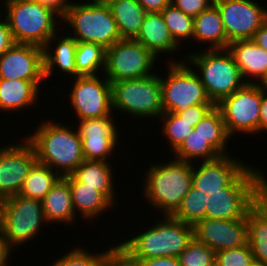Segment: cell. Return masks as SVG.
Instances as JSON below:
<instances>
[{
	"instance_id": "277c9868",
	"label": "cell",
	"mask_w": 267,
	"mask_h": 266,
	"mask_svg": "<svg viewBox=\"0 0 267 266\" xmlns=\"http://www.w3.org/2000/svg\"><path fill=\"white\" fill-rule=\"evenodd\" d=\"M151 227L137 231L117 245L132 259L178 257L194 239L193 225L163 215ZM130 238V239H129Z\"/></svg>"
},
{
	"instance_id": "db71d44e",
	"label": "cell",
	"mask_w": 267,
	"mask_h": 266,
	"mask_svg": "<svg viewBox=\"0 0 267 266\" xmlns=\"http://www.w3.org/2000/svg\"><path fill=\"white\" fill-rule=\"evenodd\" d=\"M3 1H23V0H3Z\"/></svg>"
},
{
	"instance_id": "603a6c76",
	"label": "cell",
	"mask_w": 267,
	"mask_h": 266,
	"mask_svg": "<svg viewBox=\"0 0 267 266\" xmlns=\"http://www.w3.org/2000/svg\"><path fill=\"white\" fill-rule=\"evenodd\" d=\"M69 185L72 196V203L76 216L80 214L83 220H93L113 209V203L96 187L85 186V183L78 182L72 175L64 177ZM103 212V213H102Z\"/></svg>"
},
{
	"instance_id": "7dc6e473",
	"label": "cell",
	"mask_w": 267,
	"mask_h": 266,
	"mask_svg": "<svg viewBox=\"0 0 267 266\" xmlns=\"http://www.w3.org/2000/svg\"><path fill=\"white\" fill-rule=\"evenodd\" d=\"M12 248L8 245L7 240L3 236L0 229V266H9L10 254H12Z\"/></svg>"
},
{
	"instance_id": "bcb514c9",
	"label": "cell",
	"mask_w": 267,
	"mask_h": 266,
	"mask_svg": "<svg viewBox=\"0 0 267 266\" xmlns=\"http://www.w3.org/2000/svg\"><path fill=\"white\" fill-rule=\"evenodd\" d=\"M147 13L161 12L171 4V0H137Z\"/></svg>"
},
{
	"instance_id": "30bf717a",
	"label": "cell",
	"mask_w": 267,
	"mask_h": 266,
	"mask_svg": "<svg viewBox=\"0 0 267 266\" xmlns=\"http://www.w3.org/2000/svg\"><path fill=\"white\" fill-rule=\"evenodd\" d=\"M46 221L42 201L13 195L0 200V229L12 249L35 239ZM43 226V227H42ZM14 246V248H13Z\"/></svg>"
},
{
	"instance_id": "3957f363",
	"label": "cell",
	"mask_w": 267,
	"mask_h": 266,
	"mask_svg": "<svg viewBox=\"0 0 267 266\" xmlns=\"http://www.w3.org/2000/svg\"><path fill=\"white\" fill-rule=\"evenodd\" d=\"M153 163L145 171L142 195L151 204V209L159 210L162 216H172L191 189L193 163L175 158L167 163L165 160Z\"/></svg>"
},
{
	"instance_id": "484cf974",
	"label": "cell",
	"mask_w": 267,
	"mask_h": 266,
	"mask_svg": "<svg viewBox=\"0 0 267 266\" xmlns=\"http://www.w3.org/2000/svg\"><path fill=\"white\" fill-rule=\"evenodd\" d=\"M39 93L40 90L31 81L0 79V111L12 113L32 108L40 98Z\"/></svg>"
},
{
	"instance_id": "836d02e7",
	"label": "cell",
	"mask_w": 267,
	"mask_h": 266,
	"mask_svg": "<svg viewBox=\"0 0 267 266\" xmlns=\"http://www.w3.org/2000/svg\"><path fill=\"white\" fill-rule=\"evenodd\" d=\"M161 14L173 40L181 46L184 41H193L194 17L183 13L172 4L166 6ZM189 39V40H188Z\"/></svg>"
},
{
	"instance_id": "8992f818",
	"label": "cell",
	"mask_w": 267,
	"mask_h": 266,
	"mask_svg": "<svg viewBox=\"0 0 267 266\" xmlns=\"http://www.w3.org/2000/svg\"><path fill=\"white\" fill-rule=\"evenodd\" d=\"M0 4H4L3 15L16 44H32L43 48L62 26V18L38 1H4Z\"/></svg>"
},
{
	"instance_id": "52a82bcc",
	"label": "cell",
	"mask_w": 267,
	"mask_h": 266,
	"mask_svg": "<svg viewBox=\"0 0 267 266\" xmlns=\"http://www.w3.org/2000/svg\"><path fill=\"white\" fill-rule=\"evenodd\" d=\"M84 1L71 0L62 17L63 25L70 26L67 29L72 31L70 35L77 41L92 42L106 50L122 40L109 5L92 0Z\"/></svg>"
},
{
	"instance_id": "ac0fdd59",
	"label": "cell",
	"mask_w": 267,
	"mask_h": 266,
	"mask_svg": "<svg viewBox=\"0 0 267 266\" xmlns=\"http://www.w3.org/2000/svg\"><path fill=\"white\" fill-rule=\"evenodd\" d=\"M0 79L31 81L39 90L43 89V48L15 43L0 56Z\"/></svg>"
},
{
	"instance_id": "83f0119b",
	"label": "cell",
	"mask_w": 267,
	"mask_h": 266,
	"mask_svg": "<svg viewBox=\"0 0 267 266\" xmlns=\"http://www.w3.org/2000/svg\"><path fill=\"white\" fill-rule=\"evenodd\" d=\"M248 243L250 244L253 258L267 264V193L248 212Z\"/></svg>"
},
{
	"instance_id": "8fae6325",
	"label": "cell",
	"mask_w": 267,
	"mask_h": 266,
	"mask_svg": "<svg viewBox=\"0 0 267 266\" xmlns=\"http://www.w3.org/2000/svg\"><path fill=\"white\" fill-rule=\"evenodd\" d=\"M168 73L162 77L161 96L164 112H183L198 104H213L196 71L185 60L168 57Z\"/></svg>"
},
{
	"instance_id": "7c38bea8",
	"label": "cell",
	"mask_w": 267,
	"mask_h": 266,
	"mask_svg": "<svg viewBox=\"0 0 267 266\" xmlns=\"http://www.w3.org/2000/svg\"><path fill=\"white\" fill-rule=\"evenodd\" d=\"M158 59L134 39H122L106 50L104 76L112 83L151 76ZM154 67V68H153Z\"/></svg>"
},
{
	"instance_id": "74e56055",
	"label": "cell",
	"mask_w": 267,
	"mask_h": 266,
	"mask_svg": "<svg viewBox=\"0 0 267 266\" xmlns=\"http://www.w3.org/2000/svg\"><path fill=\"white\" fill-rule=\"evenodd\" d=\"M254 261L250 244L216 252L215 266H249Z\"/></svg>"
},
{
	"instance_id": "ee69618b",
	"label": "cell",
	"mask_w": 267,
	"mask_h": 266,
	"mask_svg": "<svg viewBox=\"0 0 267 266\" xmlns=\"http://www.w3.org/2000/svg\"><path fill=\"white\" fill-rule=\"evenodd\" d=\"M267 132V90L262 87V100L258 121V134Z\"/></svg>"
},
{
	"instance_id": "5bb4252c",
	"label": "cell",
	"mask_w": 267,
	"mask_h": 266,
	"mask_svg": "<svg viewBox=\"0 0 267 266\" xmlns=\"http://www.w3.org/2000/svg\"><path fill=\"white\" fill-rule=\"evenodd\" d=\"M73 78L69 101L76 119L100 118L113 114L111 82L102 74ZM102 78V79H101Z\"/></svg>"
},
{
	"instance_id": "816d5d0a",
	"label": "cell",
	"mask_w": 267,
	"mask_h": 266,
	"mask_svg": "<svg viewBox=\"0 0 267 266\" xmlns=\"http://www.w3.org/2000/svg\"><path fill=\"white\" fill-rule=\"evenodd\" d=\"M249 266H267V264H263L254 260Z\"/></svg>"
},
{
	"instance_id": "f35d334b",
	"label": "cell",
	"mask_w": 267,
	"mask_h": 266,
	"mask_svg": "<svg viewBox=\"0 0 267 266\" xmlns=\"http://www.w3.org/2000/svg\"><path fill=\"white\" fill-rule=\"evenodd\" d=\"M213 3L214 0H171L173 6L192 17L198 16Z\"/></svg>"
},
{
	"instance_id": "c3c4849f",
	"label": "cell",
	"mask_w": 267,
	"mask_h": 266,
	"mask_svg": "<svg viewBox=\"0 0 267 266\" xmlns=\"http://www.w3.org/2000/svg\"><path fill=\"white\" fill-rule=\"evenodd\" d=\"M252 40L261 48L267 51V18L263 25L255 32Z\"/></svg>"
},
{
	"instance_id": "ba28073f",
	"label": "cell",
	"mask_w": 267,
	"mask_h": 266,
	"mask_svg": "<svg viewBox=\"0 0 267 266\" xmlns=\"http://www.w3.org/2000/svg\"><path fill=\"white\" fill-rule=\"evenodd\" d=\"M266 173L250 165L230 186L222 188L211 199V211H205V218L240 219L267 193Z\"/></svg>"
},
{
	"instance_id": "f546056e",
	"label": "cell",
	"mask_w": 267,
	"mask_h": 266,
	"mask_svg": "<svg viewBox=\"0 0 267 266\" xmlns=\"http://www.w3.org/2000/svg\"><path fill=\"white\" fill-rule=\"evenodd\" d=\"M194 129L202 137L208 139V143L221 156L229 153L226 151V148H228V141L232 137L227 132L223 115L217 106H214L194 127Z\"/></svg>"
},
{
	"instance_id": "f907efd6",
	"label": "cell",
	"mask_w": 267,
	"mask_h": 266,
	"mask_svg": "<svg viewBox=\"0 0 267 266\" xmlns=\"http://www.w3.org/2000/svg\"><path fill=\"white\" fill-rule=\"evenodd\" d=\"M92 1L102 4H110L114 0H92Z\"/></svg>"
},
{
	"instance_id": "7bdbcfd3",
	"label": "cell",
	"mask_w": 267,
	"mask_h": 266,
	"mask_svg": "<svg viewBox=\"0 0 267 266\" xmlns=\"http://www.w3.org/2000/svg\"><path fill=\"white\" fill-rule=\"evenodd\" d=\"M134 260L139 266H181L178 257H155Z\"/></svg>"
},
{
	"instance_id": "4dcf8cb0",
	"label": "cell",
	"mask_w": 267,
	"mask_h": 266,
	"mask_svg": "<svg viewBox=\"0 0 267 266\" xmlns=\"http://www.w3.org/2000/svg\"><path fill=\"white\" fill-rule=\"evenodd\" d=\"M61 176L49 166L36 162L18 193L23 197L42 200Z\"/></svg>"
},
{
	"instance_id": "cb8c5ba5",
	"label": "cell",
	"mask_w": 267,
	"mask_h": 266,
	"mask_svg": "<svg viewBox=\"0 0 267 266\" xmlns=\"http://www.w3.org/2000/svg\"><path fill=\"white\" fill-rule=\"evenodd\" d=\"M41 201L48 223H63L66 227L67 224H75L78 217L74 212L70 185L64 177L57 181Z\"/></svg>"
},
{
	"instance_id": "8d00e7d4",
	"label": "cell",
	"mask_w": 267,
	"mask_h": 266,
	"mask_svg": "<svg viewBox=\"0 0 267 266\" xmlns=\"http://www.w3.org/2000/svg\"><path fill=\"white\" fill-rule=\"evenodd\" d=\"M178 259L181 266H215L216 252L193 239Z\"/></svg>"
},
{
	"instance_id": "f1b7e54d",
	"label": "cell",
	"mask_w": 267,
	"mask_h": 266,
	"mask_svg": "<svg viewBox=\"0 0 267 266\" xmlns=\"http://www.w3.org/2000/svg\"><path fill=\"white\" fill-rule=\"evenodd\" d=\"M122 39H135L143 24L146 10L137 0H114L108 4Z\"/></svg>"
},
{
	"instance_id": "9c48e42d",
	"label": "cell",
	"mask_w": 267,
	"mask_h": 266,
	"mask_svg": "<svg viewBox=\"0 0 267 266\" xmlns=\"http://www.w3.org/2000/svg\"><path fill=\"white\" fill-rule=\"evenodd\" d=\"M112 109L130 114L132 118H160L164 113L161 96L160 75L126 79L111 83Z\"/></svg>"
},
{
	"instance_id": "2e32d148",
	"label": "cell",
	"mask_w": 267,
	"mask_h": 266,
	"mask_svg": "<svg viewBox=\"0 0 267 266\" xmlns=\"http://www.w3.org/2000/svg\"><path fill=\"white\" fill-rule=\"evenodd\" d=\"M36 162L35 149L25 137L0 146V200L18 195Z\"/></svg>"
},
{
	"instance_id": "1f68e13d",
	"label": "cell",
	"mask_w": 267,
	"mask_h": 266,
	"mask_svg": "<svg viewBox=\"0 0 267 266\" xmlns=\"http://www.w3.org/2000/svg\"><path fill=\"white\" fill-rule=\"evenodd\" d=\"M105 58L106 49L102 46L92 42L77 41L75 52L77 77L102 75L105 70Z\"/></svg>"
},
{
	"instance_id": "d590c367",
	"label": "cell",
	"mask_w": 267,
	"mask_h": 266,
	"mask_svg": "<svg viewBox=\"0 0 267 266\" xmlns=\"http://www.w3.org/2000/svg\"><path fill=\"white\" fill-rule=\"evenodd\" d=\"M114 246L110 245L107 250L100 253H92L88 252L87 249H82L79 245L71 248L69 252L64 253L61 257L59 256L50 266H103L108 252Z\"/></svg>"
},
{
	"instance_id": "7402d4cb",
	"label": "cell",
	"mask_w": 267,
	"mask_h": 266,
	"mask_svg": "<svg viewBox=\"0 0 267 266\" xmlns=\"http://www.w3.org/2000/svg\"><path fill=\"white\" fill-rule=\"evenodd\" d=\"M143 44L157 58L165 53L174 55L180 46L173 40L161 12L146 13L139 34L134 39Z\"/></svg>"
},
{
	"instance_id": "5b68a950",
	"label": "cell",
	"mask_w": 267,
	"mask_h": 266,
	"mask_svg": "<svg viewBox=\"0 0 267 266\" xmlns=\"http://www.w3.org/2000/svg\"><path fill=\"white\" fill-rule=\"evenodd\" d=\"M183 60L197 67L196 74L215 106L246 84L228 49H202L193 54L189 52Z\"/></svg>"
},
{
	"instance_id": "f5cc1de1",
	"label": "cell",
	"mask_w": 267,
	"mask_h": 266,
	"mask_svg": "<svg viewBox=\"0 0 267 266\" xmlns=\"http://www.w3.org/2000/svg\"><path fill=\"white\" fill-rule=\"evenodd\" d=\"M2 7H3V6L0 5V9H1V10H0V17H1V15H3V12H1V11H2Z\"/></svg>"
},
{
	"instance_id": "f6af8a7d",
	"label": "cell",
	"mask_w": 267,
	"mask_h": 266,
	"mask_svg": "<svg viewBox=\"0 0 267 266\" xmlns=\"http://www.w3.org/2000/svg\"><path fill=\"white\" fill-rule=\"evenodd\" d=\"M49 7L56 12L61 18L65 15L67 7L70 5V0H35Z\"/></svg>"
},
{
	"instance_id": "d6986e66",
	"label": "cell",
	"mask_w": 267,
	"mask_h": 266,
	"mask_svg": "<svg viewBox=\"0 0 267 266\" xmlns=\"http://www.w3.org/2000/svg\"><path fill=\"white\" fill-rule=\"evenodd\" d=\"M194 239L215 252L248 244L247 218H204L193 225Z\"/></svg>"
},
{
	"instance_id": "681fc988",
	"label": "cell",
	"mask_w": 267,
	"mask_h": 266,
	"mask_svg": "<svg viewBox=\"0 0 267 266\" xmlns=\"http://www.w3.org/2000/svg\"><path fill=\"white\" fill-rule=\"evenodd\" d=\"M257 84L267 90V71L264 77Z\"/></svg>"
},
{
	"instance_id": "60d3db41",
	"label": "cell",
	"mask_w": 267,
	"mask_h": 266,
	"mask_svg": "<svg viewBox=\"0 0 267 266\" xmlns=\"http://www.w3.org/2000/svg\"><path fill=\"white\" fill-rule=\"evenodd\" d=\"M107 254L103 266H139L123 249L117 244Z\"/></svg>"
},
{
	"instance_id": "e575fe53",
	"label": "cell",
	"mask_w": 267,
	"mask_h": 266,
	"mask_svg": "<svg viewBox=\"0 0 267 266\" xmlns=\"http://www.w3.org/2000/svg\"><path fill=\"white\" fill-rule=\"evenodd\" d=\"M159 120L162 122L160 124L163 125L161 126V133L168 140L171 153H174L185 141L189 133L192 132L194 127L191 123L172 112H164Z\"/></svg>"
},
{
	"instance_id": "b9f144b4",
	"label": "cell",
	"mask_w": 267,
	"mask_h": 266,
	"mask_svg": "<svg viewBox=\"0 0 267 266\" xmlns=\"http://www.w3.org/2000/svg\"><path fill=\"white\" fill-rule=\"evenodd\" d=\"M15 44L7 19L0 17V56Z\"/></svg>"
},
{
	"instance_id": "e0dca14e",
	"label": "cell",
	"mask_w": 267,
	"mask_h": 266,
	"mask_svg": "<svg viewBox=\"0 0 267 266\" xmlns=\"http://www.w3.org/2000/svg\"><path fill=\"white\" fill-rule=\"evenodd\" d=\"M115 119L114 114H110L100 118L79 120L78 125L75 123L77 127L74 129L77 128L80 135L85 160L108 162L111 159L116 147H119L117 145L121 141L118 137L122 134L119 133Z\"/></svg>"
},
{
	"instance_id": "44dd1931",
	"label": "cell",
	"mask_w": 267,
	"mask_h": 266,
	"mask_svg": "<svg viewBox=\"0 0 267 266\" xmlns=\"http://www.w3.org/2000/svg\"><path fill=\"white\" fill-rule=\"evenodd\" d=\"M242 78L246 83L257 84L267 71V51L253 40H237L228 45ZM252 78V80H251Z\"/></svg>"
},
{
	"instance_id": "d4e9b609",
	"label": "cell",
	"mask_w": 267,
	"mask_h": 266,
	"mask_svg": "<svg viewBox=\"0 0 267 266\" xmlns=\"http://www.w3.org/2000/svg\"><path fill=\"white\" fill-rule=\"evenodd\" d=\"M193 41L206 43L208 50L227 49L230 44L218 7L213 3L208 9L194 17ZM210 46V47H209Z\"/></svg>"
},
{
	"instance_id": "d6a6232c",
	"label": "cell",
	"mask_w": 267,
	"mask_h": 266,
	"mask_svg": "<svg viewBox=\"0 0 267 266\" xmlns=\"http://www.w3.org/2000/svg\"><path fill=\"white\" fill-rule=\"evenodd\" d=\"M175 159L186 162L211 161L219 158L221 155L197 133L195 129L189 133L181 146L173 153ZM197 159V160H196Z\"/></svg>"
},
{
	"instance_id": "9a60e30c",
	"label": "cell",
	"mask_w": 267,
	"mask_h": 266,
	"mask_svg": "<svg viewBox=\"0 0 267 266\" xmlns=\"http://www.w3.org/2000/svg\"><path fill=\"white\" fill-rule=\"evenodd\" d=\"M229 43L252 40L267 18V8L256 0H215Z\"/></svg>"
},
{
	"instance_id": "4316f807",
	"label": "cell",
	"mask_w": 267,
	"mask_h": 266,
	"mask_svg": "<svg viewBox=\"0 0 267 266\" xmlns=\"http://www.w3.org/2000/svg\"><path fill=\"white\" fill-rule=\"evenodd\" d=\"M113 167L110 161L84 160L71 175L85 186L96 187L116 205Z\"/></svg>"
},
{
	"instance_id": "ffe728a7",
	"label": "cell",
	"mask_w": 267,
	"mask_h": 266,
	"mask_svg": "<svg viewBox=\"0 0 267 266\" xmlns=\"http://www.w3.org/2000/svg\"><path fill=\"white\" fill-rule=\"evenodd\" d=\"M62 36H59V30L50 37L43 47V61H44V77L45 81L52 78L54 70L58 68L60 74L67 75L68 78L77 77V70L75 67V52L77 48V40L68 35L66 31ZM62 72V73H61Z\"/></svg>"
},
{
	"instance_id": "ab89813d",
	"label": "cell",
	"mask_w": 267,
	"mask_h": 266,
	"mask_svg": "<svg viewBox=\"0 0 267 266\" xmlns=\"http://www.w3.org/2000/svg\"><path fill=\"white\" fill-rule=\"evenodd\" d=\"M214 104H198L188 107L183 112H172L195 127L201 119L214 107Z\"/></svg>"
},
{
	"instance_id": "7a4b0ae2",
	"label": "cell",
	"mask_w": 267,
	"mask_h": 266,
	"mask_svg": "<svg viewBox=\"0 0 267 266\" xmlns=\"http://www.w3.org/2000/svg\"><path fill=\"white\" fill-rule=\"evenodd\" d=\"M47 120L24 137L34 147L37 162L49 166L61 177L71 175L85 160L78 130L73 129L75 124L71 128L68 123Z\"/></svg>"
},
{
	"instance_id": "4fadbf2b",
	"label": "cell",
	"mask_w": 267,
	"mask_h": 266,
	"mask_svg": "<svg viewBox=\"0 0 267 266\" xmlns=\"http://www.w3.org/2000/svg\"><path fill=\"white\" fill-rule=\"evenodd\" d=\"M262 100V87L246 83L241 89L224 98L216 105L223 115L228 134H258V121Z\"/></svg>"
},
{
	"instance_id": "6da1fadb",
	"label": "cell",
	"mask_w": 267,
	"mask_h": 266,
	"mask_svg": "<svg viewBox=\"0 0 267 266\" xmlns=\"http://www.w3.org/2000/svg\"><path fill=\"white\" fill-rule=\"evenodd\" d=\"M229 156L200 161L197 166L193 163L191 189L173 217L190 225L205 218V211H211V199L222 192V188L230 186L250 166L239 157Z\"/></svg>"
}]
</instances>
